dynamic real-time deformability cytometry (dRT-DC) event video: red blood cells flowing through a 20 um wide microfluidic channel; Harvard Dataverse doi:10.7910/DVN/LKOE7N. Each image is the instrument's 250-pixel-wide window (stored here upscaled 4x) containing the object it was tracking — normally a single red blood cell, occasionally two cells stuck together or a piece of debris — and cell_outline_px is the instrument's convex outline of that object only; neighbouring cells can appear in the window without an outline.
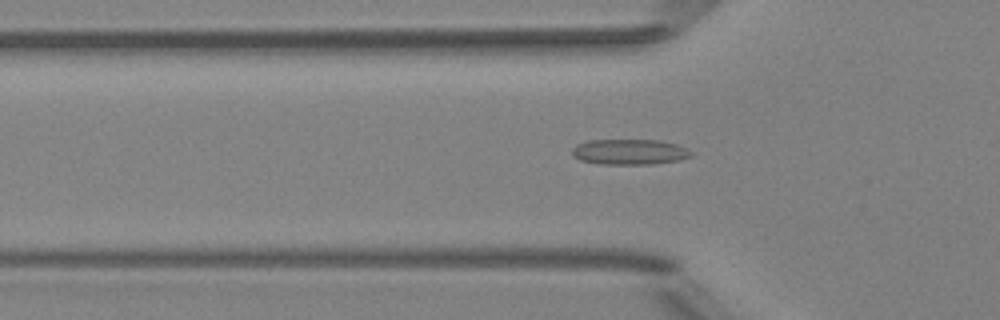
{"species": "Egyptian fruit bat (a non-hibernating species)", "species_latin": "Rousettus aegyptiacus", "temperature_condition": "room temperature", "stored_images_in_passage": 43, "camera_frame_rate_fps": 3000, "um_per_image_px": 0.085, "animal": {"sex": "female"}, "frame": {"image": 1, "passage_image": 9, "time_ms": 2.667, "image_size_px": [1000, 320], "cell_outline_px": [[692, 156], [680, 160], [652, 164], [600, 164], [580, 160], [572, 156], [572, 148], [576, 144], [588, 140], [660, 140], [676, 144], [688, 148], [692, 152]], "centroid_in_image_um": [53.51, 12.91], "position_along_channel_um": 72.3, "area_um2": 17.86}}
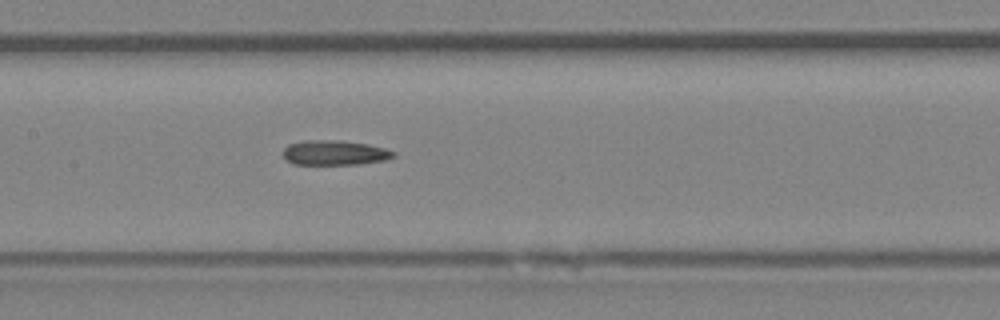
{"frame": {"image": 2, "passage_image": 17, "time_ms": 5.333, "image_size_px": [1000, 320], "cell_outline_px": [[396, 156], [384, 160], [356, 164], [292, 164], [284, 156], [284, 148], [288, 144], [304, 140], [340, 140], [368, 144], [384, 148], [396, 152]], "centroid_in_image_um": [28.45, 12.97], "position_along_channel_um": 179.0, "area_um2": 15.9}}
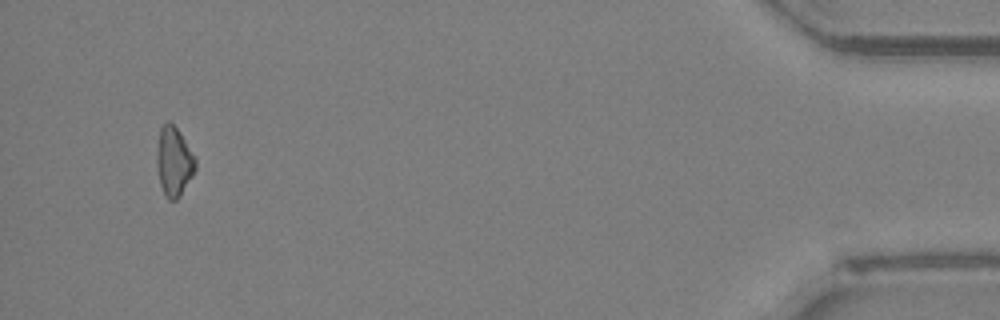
{"frame": {"image": 3, "passage_image": 41, "time_ms": 13.333, "image_size_px": [1000, 320], "cell_outline_px": [[196, 168], [192, 176], [180, 196], [176, 200], [168, 200], [164, 196], [160, 184], [156, 164], [156, 152], [160, 128], [168, 120], [176, 128], [184, 140], [196, 160]], "centroid_in_image_um": [14.75, 13.76], "position_along_channel_um": 420.4, "area_um2": 15.49}}